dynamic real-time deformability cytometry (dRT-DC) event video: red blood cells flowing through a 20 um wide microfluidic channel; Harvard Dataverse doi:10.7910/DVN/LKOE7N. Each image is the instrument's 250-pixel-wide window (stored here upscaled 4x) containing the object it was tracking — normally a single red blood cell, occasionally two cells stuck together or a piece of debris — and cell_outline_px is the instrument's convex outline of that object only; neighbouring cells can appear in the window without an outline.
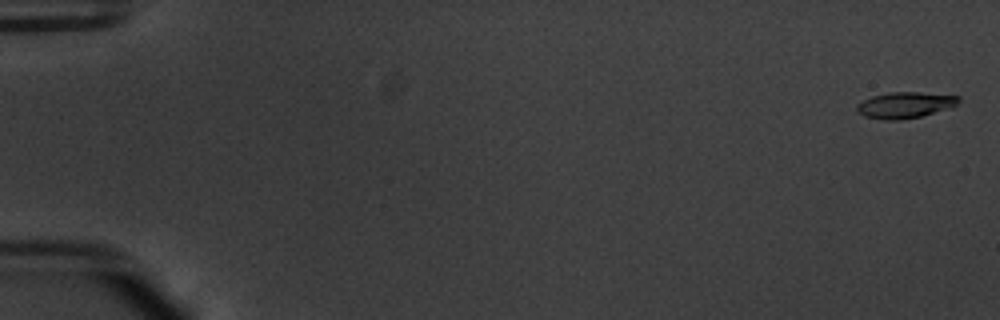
{"species": "common noctule bat (a hibernating species)", "species_latin": "Nyctalus noctula", "temperature_condition": "warm", "stored_images_in_passage": 56, "camera_frame_rate_fps": 3000, "um_per_image_px": 0.085, "animal": {"sex": "male", "body_mass_g": 20.1, "forearm_length_mm": 53.5}, "frame": {"image": 1, "passage_image": 2, "time_ms": 0.333, "image_size_px": [1000, 320], "cell_outline_px": [[960, 100], [952, 108], [920, 116], [900, 120], [884, 120], [864, 116], [856, 112], [856, 104], [872, 96], [888, 92], [916, 92], [960, 96]], "centroid_in_image_um": [76.91, 8.93], "position_along_channel_um": 8.1, "area_um2": 15.55}}
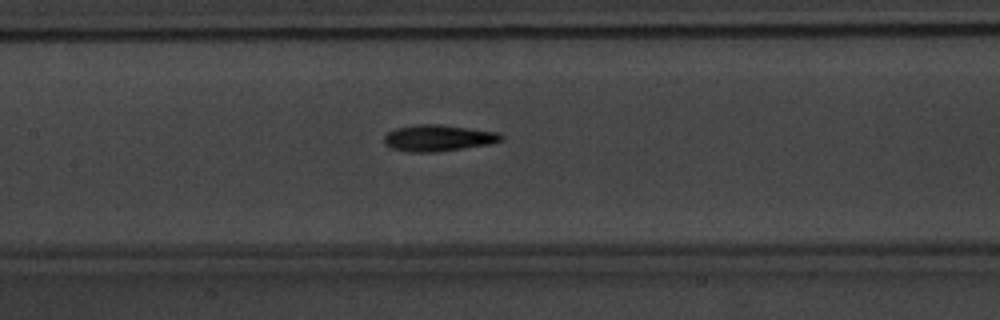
{"frame": {"image": 2, "passage_image": 28, "time_ms": 9.0, "image_size_px": [1000, 320], "cell_outline_px": [[504, 140], [488, 144], [432, 152], [412, 152], [392, 148], [384, 144], [384, 136], [388, 132], [396, 128], [416, 124], [436, 124], [500, 132], [504, 136]], "centroid_in_image_um": [37.25, 11.72], "position_along_channel_um": 170.2, "area_um2": 17.8}}
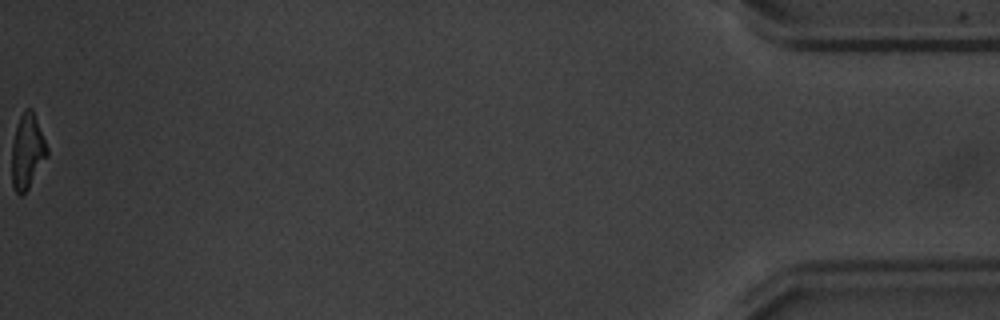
{"frame": {"image": 3, "passage_image": 56, "time_ms": 18.333, "image_size_px": [1000, 320], "cell_outline_px": [[48, 156], [28, 188], [20, 196], [16, 192], [12, 184], [12, 144], [16, 128], [20, 116], [24, 108], [32, 108], [48, 148]], "centroid_in_image_um": [2.33, 12.86], "position_along_channel_um": 432.9, "area_um2": 15.26}, "authors_computed_cell_mechanics": {"area_um2": 16.5019, "velocity_mm_per_s": 3.8026, "shape_relaxation_time_tau1_ms": 3.6404, "shape_relaxation_time_tau2_ms": 3.2754, "deformation_change_tau1": 0.1822, "deformation_change_tau2": 0.1345}}